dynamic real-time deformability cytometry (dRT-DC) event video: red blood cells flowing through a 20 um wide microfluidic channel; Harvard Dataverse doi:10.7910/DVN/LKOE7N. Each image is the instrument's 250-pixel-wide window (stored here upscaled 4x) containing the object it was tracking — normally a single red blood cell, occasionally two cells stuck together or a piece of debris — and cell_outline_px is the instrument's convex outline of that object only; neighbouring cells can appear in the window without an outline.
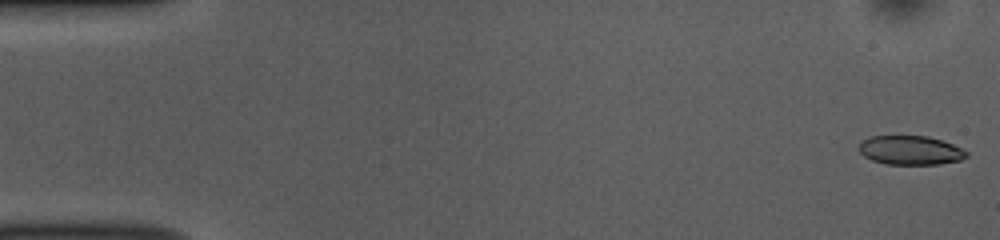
{"species": "common noctule bat (a hibernating species)", "species_latin": "Nyctalus noctula", "temperature_condition": "room temperature", "stored_images_in_passage": 52, "camera_frame_rate_fps": 3000, "um_per_image_px": 0.085, "animal": {"sex": "female", "body_mass_g": 10.0, "forearm_length_mm": 53.1}, "frame": {"image": 1, "passage_image": 1, "time_ms": 0.0, "image_size_px": [1000, 240], "cell_outline_px": [[968, 156], [960, 160], [936, 164], [888, 164], [872, 160], [864, 156], [860, 152], [860, 144], [864, 140], [872, 136], [928, 136], [952, 144], [968, 152]], "centroid_in_image_um": [77.39, 12.77], "position_along_channel_um": 7.6, "area_um2": 17.92}}
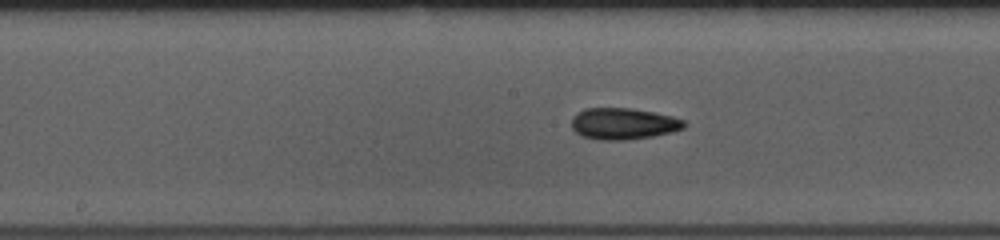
{"frame": {"image": 2, "passage_image": 26, "time_ms": 8.333, "image_size_px": [1000, 240], "cell_outline_px": [[688, 124], [684, 128], [672, 132], [652, 136], [624, 140], [600, 140], [580, 136], [572, 128], [572, 116], [576, 112], [584, 108], [632, 108], [672, 116], [684, 120]], "centroid_in_image_um": [52.97, 10.51], "position_along_channel_um": 195.2, "area_um2": 20.81}}
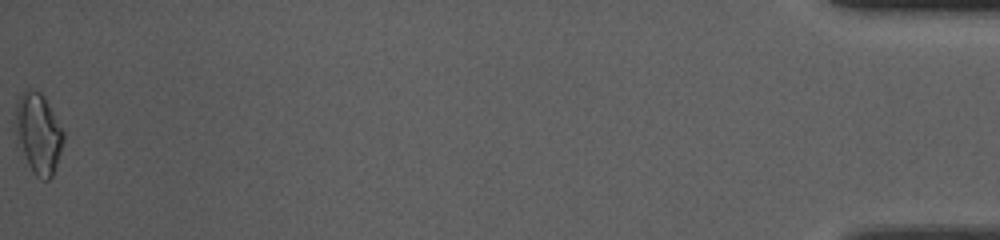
{"frame": {"image": 3, "passage_image": 52, "time_ms": 17.0, "image_size_px": [1000, 240], "cell_outline_px": [[64, 140], [52, 176], [48, 180], [44, 180], [36, 176], [32, 172], [16, 144], [16, 104], [20, 96], [28, 88], [32, 88], [40, 92], [44, 96], [64, 132]], "centroid_in_image_um": [3.24, 11.35], "position_along_channel_um": 432.0, "area_um2": 22.48}, "authors_computed_cell_mechanics": {"area_um2": 19.4497, "velocity_mm_per_s": 3.8714, "shape_relaxation_time_tau1_ms": 9.0462, "shape_relaxation_time_tau2_ms": 5.5897, "deformation_change_tau1": 0.1907, "deformation_change_tau2": 0.1333}}